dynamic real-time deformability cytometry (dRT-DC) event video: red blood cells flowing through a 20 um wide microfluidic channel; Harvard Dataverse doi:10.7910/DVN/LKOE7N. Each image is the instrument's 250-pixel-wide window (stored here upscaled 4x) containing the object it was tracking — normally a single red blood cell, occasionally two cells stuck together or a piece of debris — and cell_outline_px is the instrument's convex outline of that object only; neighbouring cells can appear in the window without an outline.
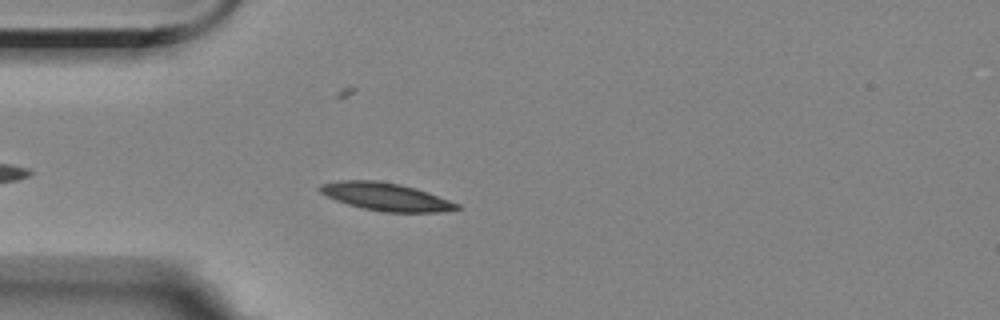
{"species": "Egyptian fruit bat (a non-hibernating species)", "species_latin": "Rousettus aegyptiacus", "temperature_condition": "room temperature", "stored_images_in_passage": 4, "camera_frame_rate_fps": 3000, "um_per_image_px": 0.085, "animal": {"sex": "female"}, "frame": {"image": 1, "passage_image": 4, "time_ms": 3.667, "image_size_px": [1000, 320], "cell_outline_px": [[460, 208], [440, 212], [384, 212], [364, 208], [348, 204], [336, 200], [320, 192], [316, 188], [320, 184], [340, 180], [376, 180], [400, 184], [416, 188], [428, 192], [460, 204]], "centroid_in_image_um": [32.79, 16.71], "position_along_channel_um": 52.2, "area_um2": 22.14}}